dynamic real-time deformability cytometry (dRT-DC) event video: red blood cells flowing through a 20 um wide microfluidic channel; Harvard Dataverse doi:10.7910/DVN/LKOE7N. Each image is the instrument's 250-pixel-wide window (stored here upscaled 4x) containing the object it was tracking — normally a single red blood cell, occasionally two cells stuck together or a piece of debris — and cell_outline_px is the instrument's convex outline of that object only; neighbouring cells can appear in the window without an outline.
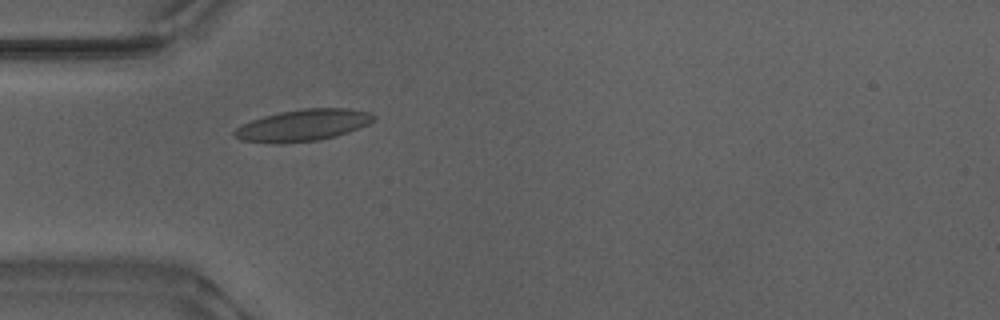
{"species": "Egyptian fruit bat (a non-hibernating species)", "species_latin": "Rousettus aegyptiacus", "temperature_condition": "warm", "stored_images_in_passage": 31, "camera_frame_rate_fps": 3000, "um_per_image_px": 0.085, "animal": {"sex": "male"}, "frame": {"image": 1, "passage_image": 1, "time_ms": 0.0, "image_size_px": [1000, 320], "cell_outline_px": [[376, 120], [368, 124], [348, 132], [336, 136], [316, 140], [240, 140], [232, 136], [232, 132], [236, 128], [252, 120], [264, 116], [280, 112], [304, 108], [348, 108], [372, 112], [376, 116]], "centroid_in_image_um": [25.86, 10.58], "position_along_channel_um": 59.1, "area_um2": 24.68}}
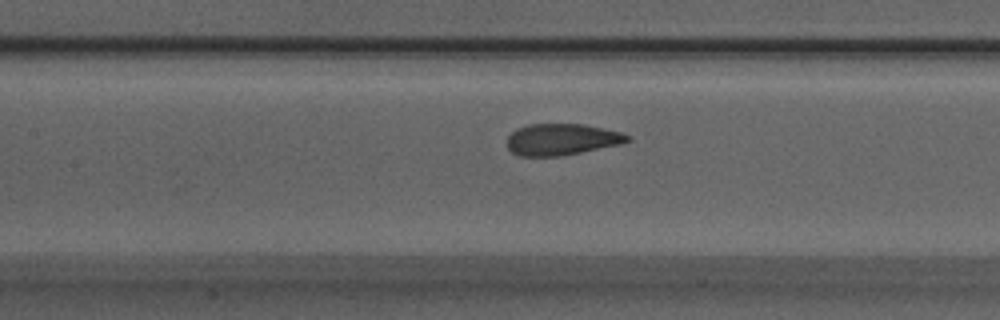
{"frame": {"image": 2, "passage_image": 9, "time_ms": 2.667, "image_size_px": [1000, 320], "cell_outline_px": [[632, 140], [620, 144], [560, 156], [520, 156], [512, 152], [508, 148], [508, 136], [516, 128], [528, 124], [584, 124], [620, 132], [632, 136]], "centroid_in_image_um": [47.75, 11.84], "position_along_channel_um": 159.7, "area_um2": 22.02}}
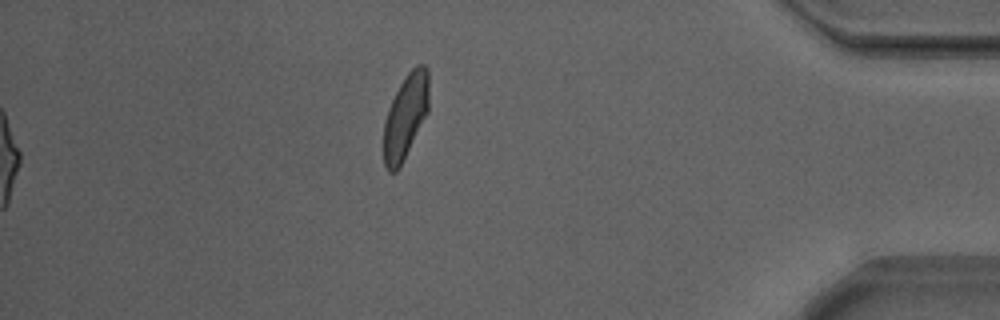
{"frame": {"image": 3, "passage_image": 31, "time_ms": 10.0, "image_size_px": [1000, 320], "cell_outline_px": [[428, 112], [400, 168], [396, 172], [388, 172], [384, 164], [384, 124], [388, 108], [400, 84], [408, 72], [416, 64], [424, 64], [428, 68]], "centroid_in_image_um": [34.47, 9.91], "position_along_channel_um": 400.7, "area_um2": 22.31}, "authors_computed_cell_mechanics": {"area_um2": 22.9466, "velocity_mm_per_s": 3.8582, "shape_relaxation_time_tau1_ms": 3.2539, "shape_relaxation_time_tau2_ms": 0.6789, "deformation_change_tau1": 0.147, "deformation_change_tau2": 0.0583}}